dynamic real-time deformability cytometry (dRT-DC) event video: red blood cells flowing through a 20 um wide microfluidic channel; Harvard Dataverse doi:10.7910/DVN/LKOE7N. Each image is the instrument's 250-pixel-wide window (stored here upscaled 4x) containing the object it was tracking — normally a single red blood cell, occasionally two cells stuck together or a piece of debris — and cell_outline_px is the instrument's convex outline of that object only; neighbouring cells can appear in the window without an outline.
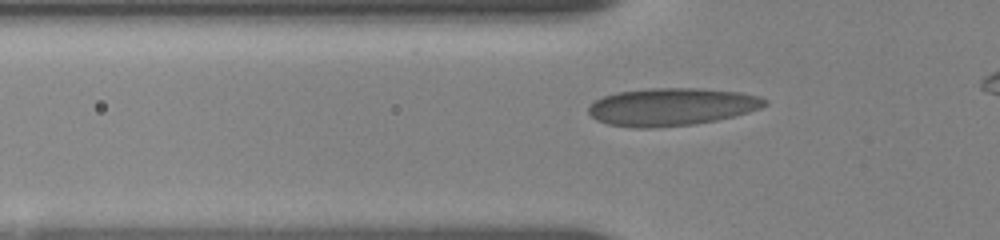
{"species": "human", "species_latin": "Homo sapiens", "temperature_condition": "room temperature", "stored_images_in_passage": 38, "camera_frame_rate_fps": 3000, "um_per_image_px": 0.085, "donor": {"sex": "female"}, "frame": {"image": 1, "passage_image": 6, "time_ms": 2.333, "image_size_px": [1000, 240], "cell_outline_px": [[768, 104], [760, 108], [748, 112], [716, 120], [696, 124], [652, 128], [632, 128], [608, 124], [596, 120], [588, 112], [588, 108], [596, 100], [604, 96], [616, 92], [652, 88], [700, 88], [740, 92], [760, 96], [768, 100]], "centroid_in_image_um": [57.1, 9.08], "position_along_channel_um": 68.7, "area_um2": 38.78}}
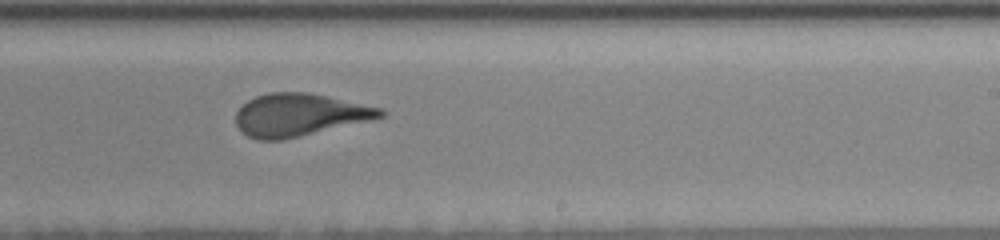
{"frame": {"image": 2, "passage_image": 23, "time_ms": 7.667, "image_size_px": [1000, 240], "cell_outline_px": [[384, 116], [284, 140], [260, 140], [248, 136], [240, 132], [236, 124], [236, 112], [248, 100], [256, 96], [268, 92], [308, 92], [384, 108]], "centroid_in_image_um": [25.41, 9.76], "position_along_channel_um": 263.6, "area_um2": 35.66}}
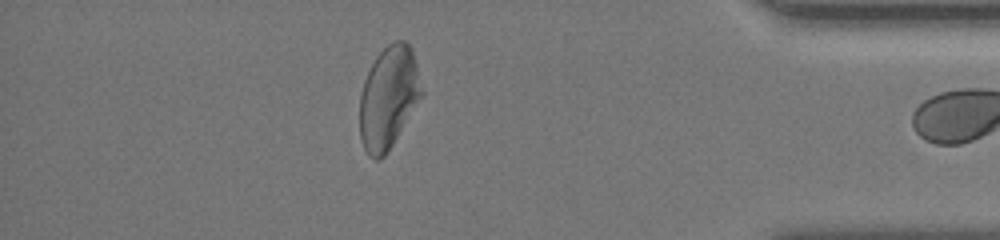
{"frame": {"image": 3, "passage_image": 37, "time_ms": 12.333, "image_size_px": [1000, 240], "cell_outline_px": [[424, 92], [388, 152], [380, 160], [376, 160], [368, 156], [360, 140], [360, 92], [364, 80], [376, 56], [388, 44], [396, 40], [404, 40], [412, 48]], "centroid_in_image_um": [33.02, 8.3], "position_along_channel_um": 402.2, "area_um2": 36.99}}